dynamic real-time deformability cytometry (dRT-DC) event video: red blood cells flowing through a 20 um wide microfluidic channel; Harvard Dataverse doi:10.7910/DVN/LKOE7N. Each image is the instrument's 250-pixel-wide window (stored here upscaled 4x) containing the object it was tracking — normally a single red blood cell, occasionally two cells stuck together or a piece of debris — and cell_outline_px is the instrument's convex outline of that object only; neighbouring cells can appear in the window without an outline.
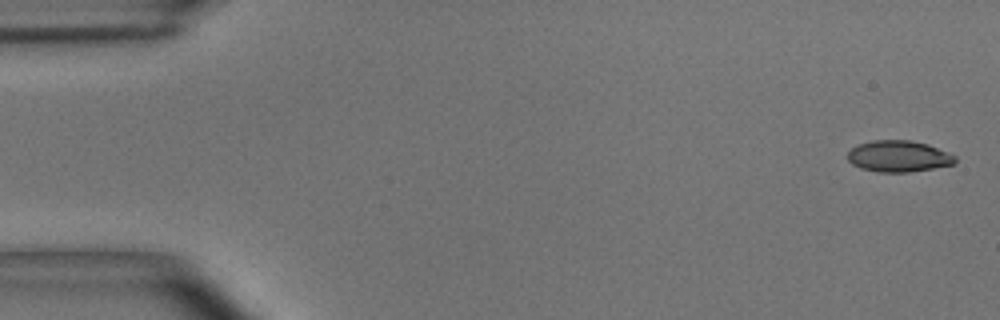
{"species": "common noctule bat (a hibernating species)", "species_latin": "Nyctalus noctula", "temperature_condition": "room temperature", "stored_images_in_passage": 5, "camera_frame_rate_fps": 3000, "um_per_image_px": 0.085, "animal": {"sex": "male", "body_mass_g": 15.6}, "frame": {"image": 1, "passage_image": 1, "time_ms": 0.0, "image_size_px": [1000, 320], "cell_outline_px": [[956, 164], [908, 172], [880, 172], [860, 168], [852, 164], [848, 160], [848, 152], [852, 148], [860, 144], [872, 140], [912, 140], [928, 144], [948, 152], [956, 156]], "centroid_in_image_um": [76.4, 13.28], "position_along_channel_um": 8.6, "area_um2": 19.65}}
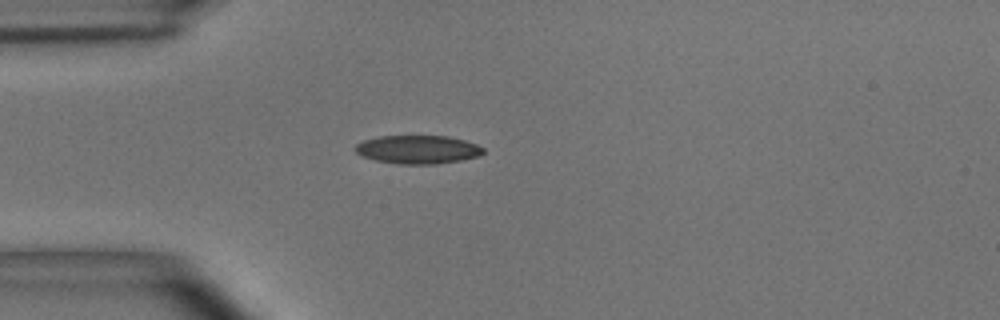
{"frame": {"image": 2, "passage_image": 5, "time_ms": 1.333, "image_size_px": [1000, 320], "cell_outline_px": [[484, 152], [480, 156], [460, 160], [436, 164], [400, 164], [376, 160], [364, 156], [356, 152], [352, 148], [356, 144], [364, 140], [380, 136], [448, 136], [464, 140], [476, 144], [484, 148]], "centroid_in_image_um": [35.52, 12.7], "position_along_channel_um": 49.5, "area_um2": 21.15}}